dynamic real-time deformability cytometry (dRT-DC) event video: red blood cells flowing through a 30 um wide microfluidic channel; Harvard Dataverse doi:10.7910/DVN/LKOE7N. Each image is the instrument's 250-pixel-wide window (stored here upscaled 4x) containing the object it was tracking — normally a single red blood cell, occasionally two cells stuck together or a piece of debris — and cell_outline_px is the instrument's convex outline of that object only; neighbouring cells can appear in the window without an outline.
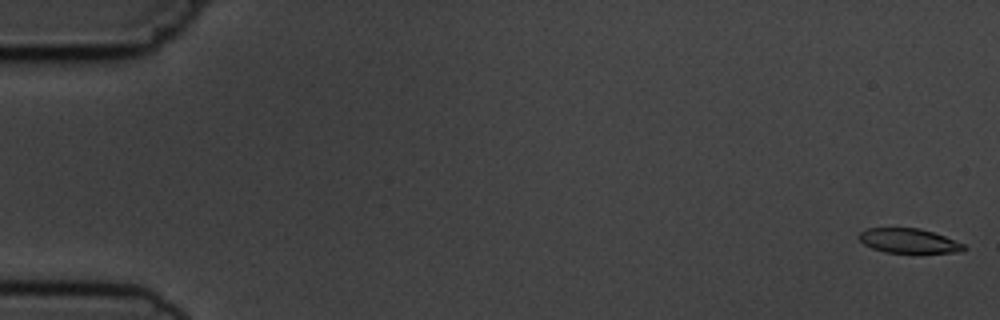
{"species": "common noctule bat (a hibernating species)", "species_latin": "Nyctalus noctula", "temperature_condition": "cold", "stored_images_in_passage": 15, "camera_frame_rate_fps": 3000, "um_per_image_px": 0.085, "animal": {"sex": "male", "body_mass_g": 19.5, "forearm_length_mm": 54.6}, "frame": {"image": 1, "passage_image": 1, "time_ms": 0.0, "image_size_px": [1000, 320], "cell_outline_px": [[968, 248], [960, 252], [884, 252], [872, 248], [864, 244], [856, 236], [860, 232], [868, 228], [920, 228], [944, 236], [964, 244]], "centroid_in_image_um": [77.22, 20.46], "position_along_channel_um": 7.8, "area_um2": 14.85}}
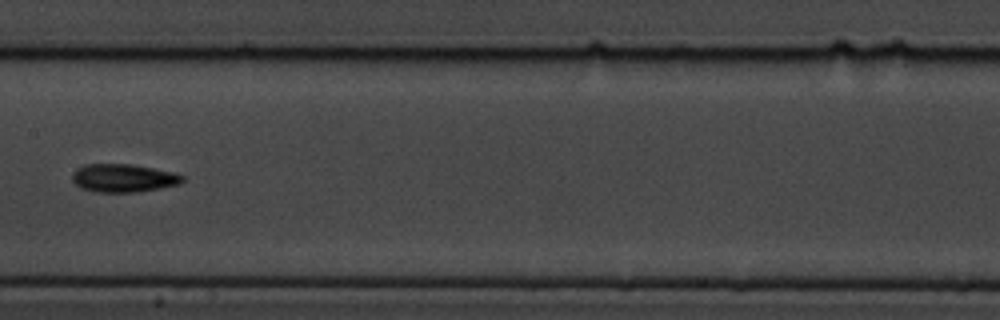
{"frame": {"image": 2, "passage_image": 8, "time_ms": 9.0, "image_size_px": [1000, 320], "cell_outline_px": [[184, 180], [180, 184], [160, 188], [136, 192], [96, 192], [80, 188], [72, 180], [72, 172], [76, 168], [84, 164], [132, 164], [172, 172], [184, 176]], "centroid_in_image_um": [10.45, 15.13], "position_along_channel_um": 196.9, "area_um2": 18.15}}
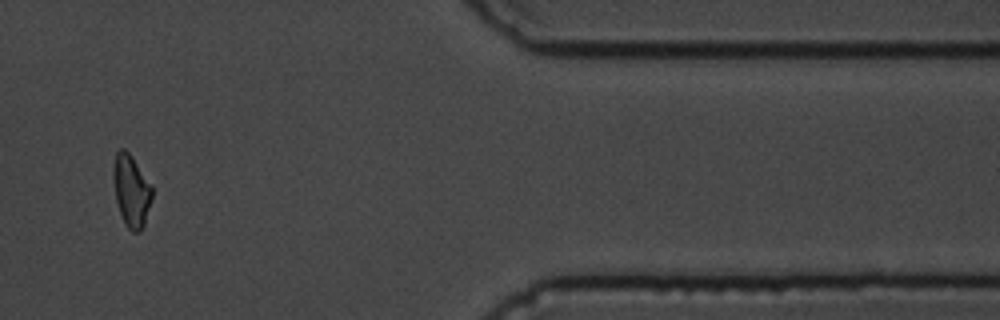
{"frame": {"image": 3, "passage_image": 13, "time_ms": 15.333, "image_size_px": [1000, 320], "cell_outline_px": [[152, 196], [144, 224], [140, 232], [132, 232], [128, 228], [120, 212], [116, 200], [112, 176], [112, 168], [116, 152], [120, 148], [124, 148], [132, 156], [152, 184]], "centroid_in_image_um": [11.15, 16.16], "position_along_channel_um": 400.2, "area_um2": 16.3}, "authors_computed_cell_mechanics": {"area_um2": 16.473, "velocity_mm_per_s": 3.7563, "shape_relaxation_time_tau1_ms": 3.0173, "shape_relaxation_time_tau2_ms": 3.7293, "deformation_change_tau1": 0.1005, "deformation_change_tau2": 0.118}}